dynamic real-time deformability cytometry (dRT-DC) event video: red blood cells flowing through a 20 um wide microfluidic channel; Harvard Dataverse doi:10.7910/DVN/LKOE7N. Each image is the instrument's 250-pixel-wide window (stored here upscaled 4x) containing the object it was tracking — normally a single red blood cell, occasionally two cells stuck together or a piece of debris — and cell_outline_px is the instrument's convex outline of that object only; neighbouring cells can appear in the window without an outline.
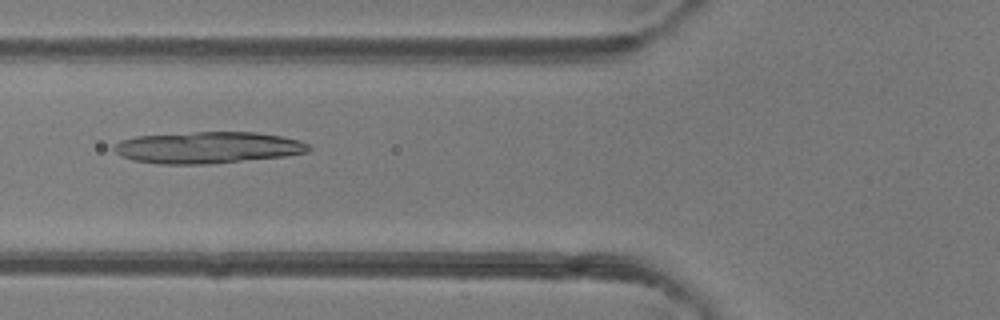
{"species": "common noctule bat (a hibernating species)", "species_latin": "Nyctalus noctula", "temperature_condition": "room temperature", "stored_images_in_passage": 4, "camera_frame_rate_fps": 3000, "um_per_image_px": 0.085, "animal": {"sex": "female"}, "frame": {"image": 1, "passage_image": 3, "time_ms": 0.667, "image_size_px": [1000, 320], "cell_outline_px": [[312, 148], [308, 152], [284, 156], [208, 164], [160, 164], [132, 160], [120, 156], [112, 148], [112, 144], [120, 140], [136, 136], [192, 132], [256, 132], [280, 136], [300, 140], [308, 144]], "centroid_in_image_um": [17.62, 12.54], "position_along_channel_um": 108.2, "area_um2": 36.01}}
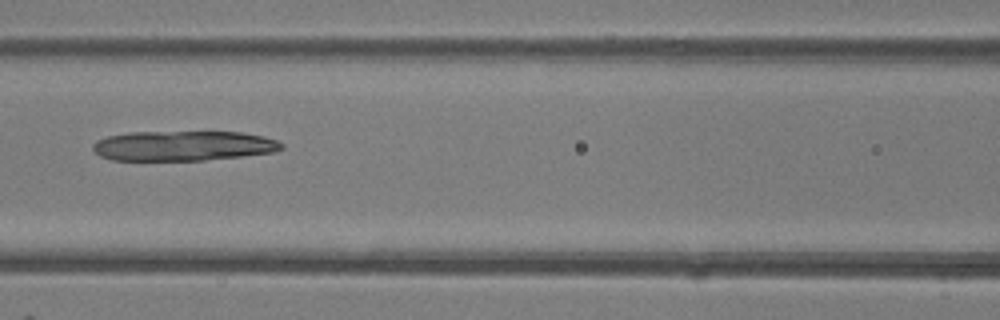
{"frame": {"image": 2, "passage_image": 4, "time_ms": 1.0, "image_size_px": [1000, 320], "cell_outline_px": [[284, 148], [272, 152], [240, 156], [204, 160], [112, 160], [100, 156], [92, 148], [92, 144], [96, 140], [108, 136], [132, 132], [240, 132], [264, 136], [276, 140], [284, 144]], "centroid_in_image_um": [15.56, 12.39], "position_along_channel_um": 151.0, "area_um2": 32.83}}